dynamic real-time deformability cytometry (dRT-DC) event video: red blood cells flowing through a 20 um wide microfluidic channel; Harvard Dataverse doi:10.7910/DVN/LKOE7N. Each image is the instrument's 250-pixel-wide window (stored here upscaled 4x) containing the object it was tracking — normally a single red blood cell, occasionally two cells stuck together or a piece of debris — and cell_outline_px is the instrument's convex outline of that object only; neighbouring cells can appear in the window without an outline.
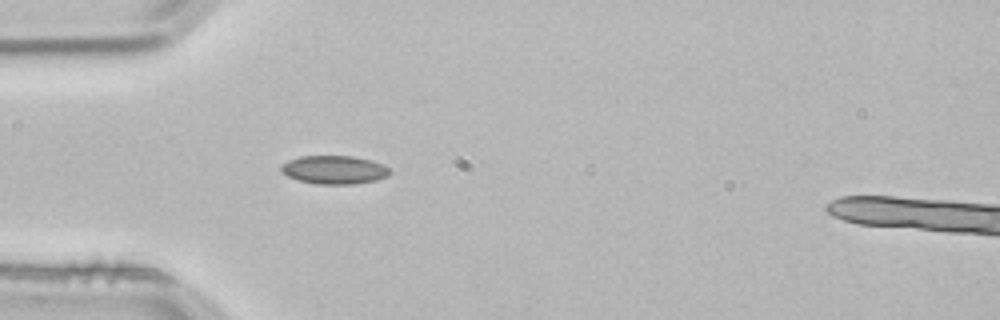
{"species": "common noctule bat (a hibernating species)", "species_latin": "Nyctalus noctula", "temperature_condition": "room temperature", "stored_images_in_passage": 4, "camera_frame_rate_fps": 3000, "um_per_image_px": 0.085, "animal": {"sex": "male", "body_mass_g": 21.5, "forearm_length_mm": 52.0}, "frame": {"image": 1, "passage_image": 3, "time_ms": 0.667, "image_size_px": [1000, 320], "cell_outline_px": [[392, 172], [388, 176], [376, 180], [352, 184], [316, 184], [296, 180], [280, 172], [280, 164], [288, 160], [300, 156], [352, 156], [368, 160], [380, 164], [388, 168]], "centroid_in_image_um": [28.34, 14.44], "position_along_channel_um": 56.7, "area_um2": 18.03}}